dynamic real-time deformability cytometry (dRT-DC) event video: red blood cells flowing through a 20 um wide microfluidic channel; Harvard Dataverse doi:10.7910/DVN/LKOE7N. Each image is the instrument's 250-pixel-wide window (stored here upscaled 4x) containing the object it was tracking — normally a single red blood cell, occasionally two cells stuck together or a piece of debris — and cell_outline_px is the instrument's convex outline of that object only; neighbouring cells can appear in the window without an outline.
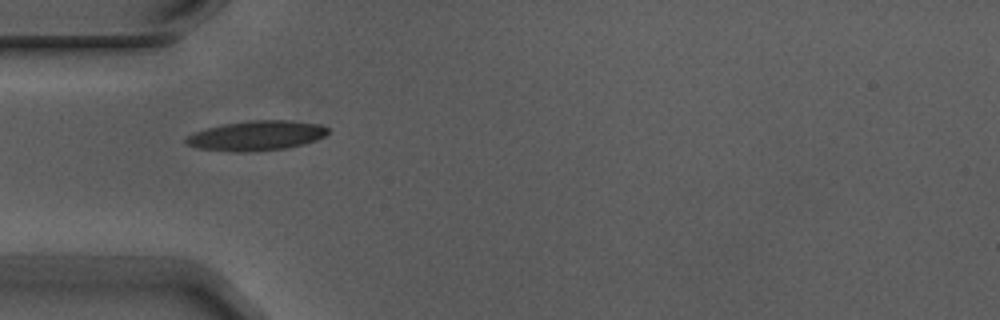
{"species": "Egyptian fruit bat (a non-hibernating species)", "species_latin": "Rousettus aegyptiacus", "temperature_condition": "warm", "stored_images_in_passage": 1, "camera_frame_rate_fps": 3000, "um_per_image_px": 0.085, "animal": {"sex": "male"}, "frame": {"image": 1, "passage_image": 1, "time_ms": 0.0, "image_size_px": [1000, 320], "cell_outline_px": [[328, 132], [324, 136], [316, 140], [284, 148], [248, 152], [236, 152], [200, 148], [188, 144], [184, 140], [192, 132], [224, 124], [248, 120], [288, 120], [320, 124], [328, 128]], "centroid_in_image_um": [21.79, 11.52], "position_along_channel_um": 63.2, "area_um2": 24.33}}